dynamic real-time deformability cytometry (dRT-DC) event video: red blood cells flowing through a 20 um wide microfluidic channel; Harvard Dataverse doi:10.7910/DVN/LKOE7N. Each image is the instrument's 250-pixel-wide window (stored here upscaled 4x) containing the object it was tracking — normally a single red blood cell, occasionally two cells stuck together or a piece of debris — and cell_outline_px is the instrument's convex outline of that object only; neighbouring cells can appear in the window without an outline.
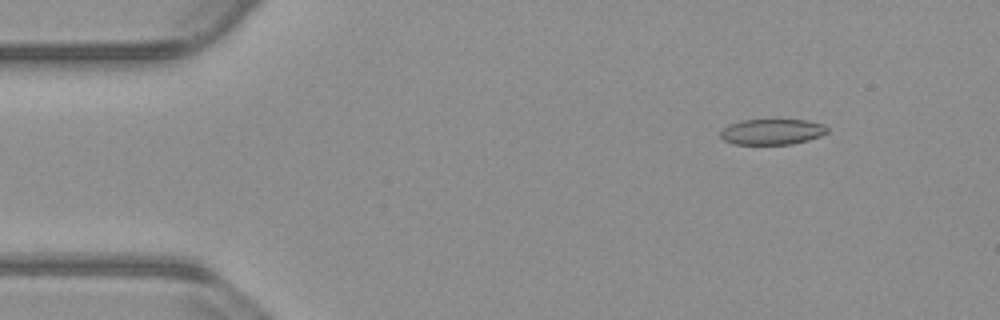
{"species": "common noctule bat (a hibernating species)", "species_latin": "Nyctalus noctula", "temperature_condition": "warm", "stored_images_in_passage": 55, "camera_frame_rate_fps": 3000, "um_per_image_px": 0.085, "animal": {"sex": "male", "body_mass_g": 23.1, "forearm_length_mm": 52.7}, "frame": {"image": 1, "passage_image": 7, "time_ms": 2.0, "image_size_px": [1000, 320], "cell_outline_px": [[828, 132], [820, 136], [808, 140], [792, 144], [732, 144], [724, 140], [720, 136], [720, 132], [728, 124], [740, 120], [808, 120], [824, 124], [828, 128]], "centroid_in_image_um": [65.63, 11.2], "position_along_channel_um": 19.4, "area_um2": 16.07}}
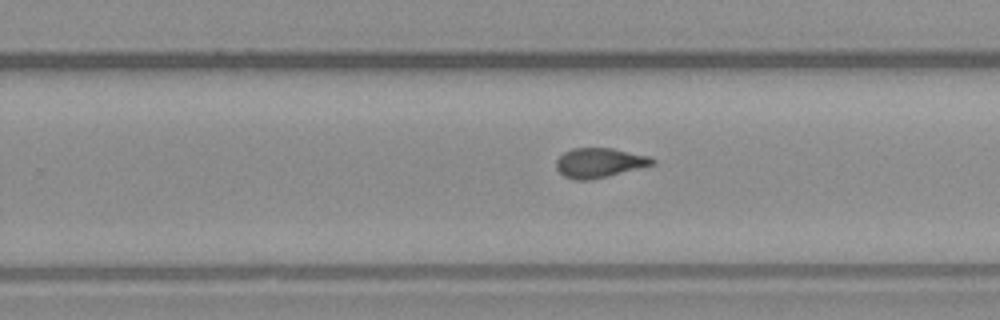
{"frame": {"image": 2, "passage_image": 34, "time_ms": 11.0, "image_size_px": [1000, 320], "cell_outline_px": [[656, 164], [592, 180], [576, 180], [564, 176], [556, 168], [556, 160], [564, 152], [572, 148], [612, 148], [652, 156], [656, 160]], "centroid_in_image_um": [50.99, 13.83], "position_along_channel_um": 278.8, "area_um2": 16.76}}
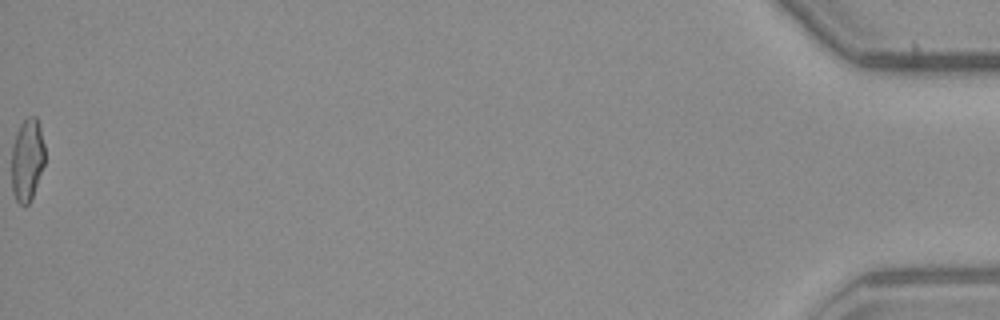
{"frame": {"image": 3, "passage_image": 55, "time_ms": 18.0, "image_size_px": [1000, 320], "cell_outline_px": [[44, 164], [32, 196], [28, 204], [24, 208], [16, 200], [12, 192], [12, 144], [16, 132], [20, 124], [28, 116], [36, 116], [40, 128], [44, 144]], "centroid_in_image_um": [2.29, 13.58], "position_along_channel_um": 432.9, "area_um2": 16.01}, "authors_computed_cell_mechanics": {"area_um2": 16.8776, "velocity_mm_per_s": 3.8196, "shape_relaxation_time_tau1_ms": 9.7497, "shape_relaxation_time_tau2_ms": 1.648, "deformation_change_tau1": 0.2337, "deformation_change_tau2": 0.0845}}